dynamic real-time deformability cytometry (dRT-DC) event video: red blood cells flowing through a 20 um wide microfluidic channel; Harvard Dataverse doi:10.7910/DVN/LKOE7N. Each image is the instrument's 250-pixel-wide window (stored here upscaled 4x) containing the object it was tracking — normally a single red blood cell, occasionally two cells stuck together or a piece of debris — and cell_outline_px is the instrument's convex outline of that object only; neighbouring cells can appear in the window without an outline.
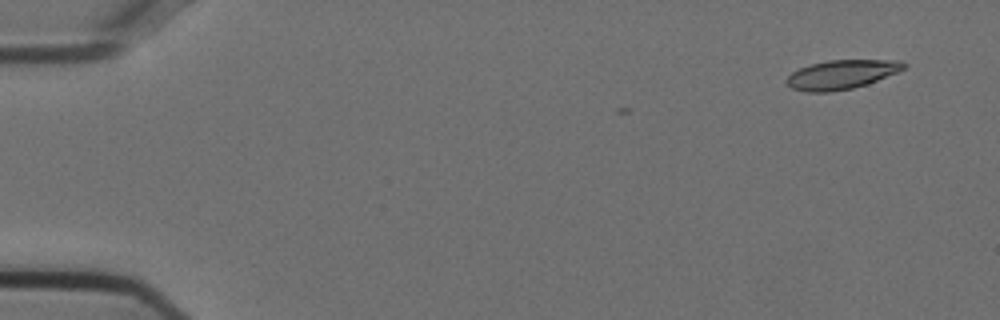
{"species": "Egyptian fruit bat (a non-hibernating species)", "species_latin": "Rousettus aegyptiacus", "temperature_condition": "cold", "stored_images_in_passage": 8, "camera_frame_rate_fps": 3000, "um_per_image_px": 0.085, "animal": {"sex": "female"}, "frame": {"image": 1, "passage_image": 2, "time_ms": 0.333, "image_size_px": [1000, 320], "cell_outline_px": [[908, 64], [904, 68], [896, 72], [868, 84], [852, 88], [828, 92], [808, 92], [792, 88], [784, 80], [792, 72], [800, 68], [812, 64], [828, 60], [900, 60]], "centroid_in_image_um": [71.53, 6.33], "position_along_channel_um": 13.5, "area_um2": 19.71}}